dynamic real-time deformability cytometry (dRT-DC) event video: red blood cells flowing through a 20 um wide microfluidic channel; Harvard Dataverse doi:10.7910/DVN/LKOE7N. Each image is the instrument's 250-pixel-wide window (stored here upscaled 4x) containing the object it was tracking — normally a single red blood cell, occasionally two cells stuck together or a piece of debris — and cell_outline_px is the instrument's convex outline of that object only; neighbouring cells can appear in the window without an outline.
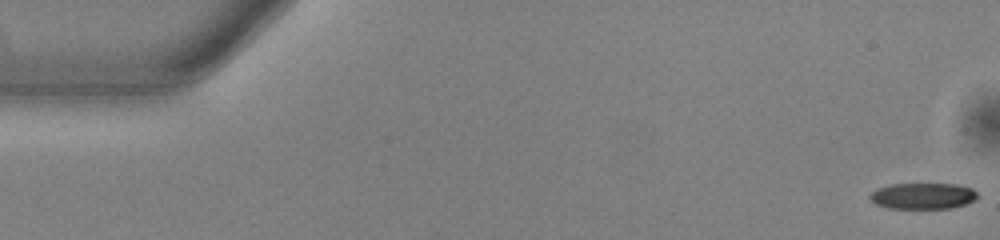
{"species": "common noctule bat (a hibernating species)", "species_latin": "Nyctalus noctula", "temperature_condition": "warm", "stored_images_in_passage": 19, "camera_frame_rate_fps": 3000, "um_per_image_px": 0.085, "animal": {"sex": "male", "body_mass_g": 13.0, "forearm_length_mm": 53.1}, "frame": {"image": 1, "passage_image": 1, "time_ms": 0.0, "image_size_px": [1000, 240], "cell_outline_px": [[980, 196], [976, 200], [952, 208], [888, 208], [876, 204], [868, 196], [876, 188], [888, 184], [956, 184], [972, 188]], "centroid_in_image_um": [78.46, 16.65], "position_along_channel_um": 6.5, "area_um2": 16.47}}
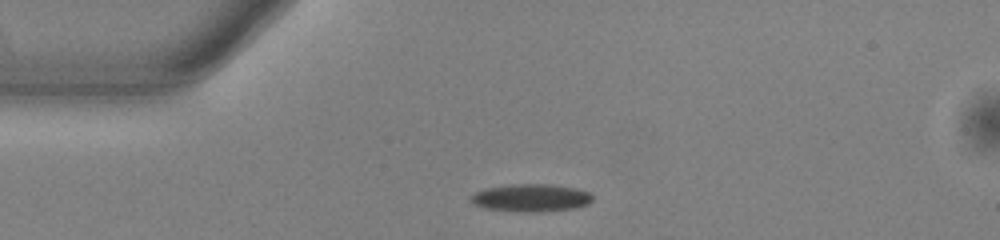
{"frame": {"image": 2, "passage_image": 13, "time_ms": 4.0, "image_size_px": [1000, 240], "cell_outline_px": [[592, 200], [588, 204], [572, 208], [540, 212], [520, 212], [484, 208], [476, 204], [472, 200], [472, 196], [476, 192], [484, 188], [512, 184], [548, 184], [576, 188], [588, 192], [592, 196]], "centroid_in_image_um": [45.15, 16.81], "position_along_channel_um": 39.9, "area_um2": 19.42}}
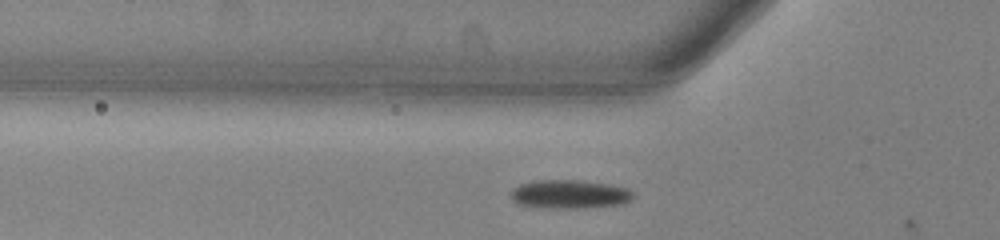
{"frame": {"image": 3, "passage_image": 18, "time_ms": 5.667, "image_size_px": [1000, 240], "cell_outline_px": [[636, 196], [632, 200], [624, 204], [580, 208], [548, 208], [520, 204], [512, 196], [512, 188], [520, 184], [532, 180], [580, 180], [608, 184], [628, 188]], "centroid_in_image_um": [48.48, 16.5], "position_along_channel_um": 77.3, "area_um2": 20.46}}